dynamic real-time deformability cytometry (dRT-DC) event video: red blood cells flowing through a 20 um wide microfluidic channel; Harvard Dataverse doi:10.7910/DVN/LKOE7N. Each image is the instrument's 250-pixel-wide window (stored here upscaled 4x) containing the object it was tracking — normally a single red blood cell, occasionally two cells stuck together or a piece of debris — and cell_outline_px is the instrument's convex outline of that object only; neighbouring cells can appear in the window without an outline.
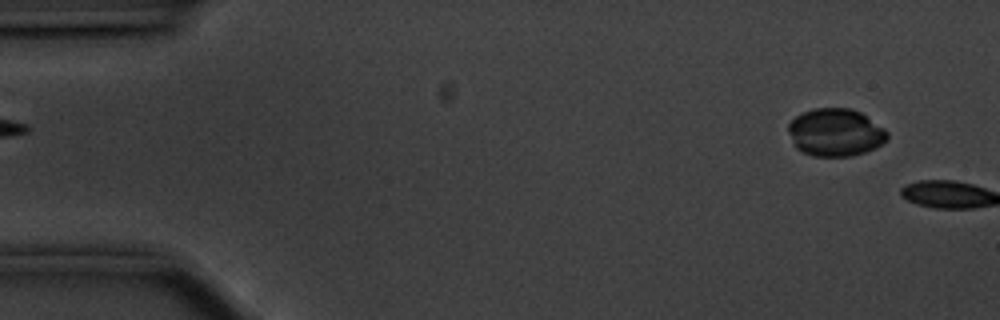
{"species": "common noctule bat (a hibernating species)", "species_latin": "Nyctalus noctula", "temperature_condition": "cold", "stored_images_in_passage": 2, "camera_frame_rate_fps": 3000, "um_per_image_px": 0.085, "animal": {"sex": "male", "body_mass_g": 20.1, "forearm_length_mm": 53.5}, "frame": {"image": 1, "passage_image": 1, "time_ms": 0.0, "image_size_px": [1000, 320], "cell_outline_px": [[888, 136], [876, 148], [852, 156], [812, 156], [796, 148], [792, 144], [788, 132], [788, 124], [796, 116], [812, 108], [852, 108], [860, 112], [884, 128], [888, 132]], "centroid_in_image_um": [70.98, 11.25], "position_along_channel_um": 14.0, "area_um2": 27.51}}